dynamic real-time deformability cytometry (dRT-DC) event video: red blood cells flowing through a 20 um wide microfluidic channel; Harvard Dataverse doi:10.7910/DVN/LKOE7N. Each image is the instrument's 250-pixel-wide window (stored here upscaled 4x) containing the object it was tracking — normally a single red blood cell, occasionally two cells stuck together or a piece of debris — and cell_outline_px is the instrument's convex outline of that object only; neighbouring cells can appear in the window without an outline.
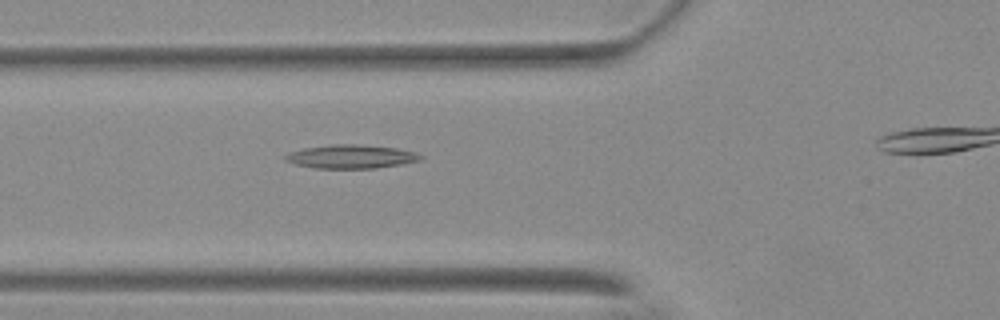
{"species": "Egyptian fruit bat (a non-hibernating species)", "species_latin": "Rousettus aegyptiacus", "temperature_condition": "warm", "stored_images_in_passage": 40, "camera_frame_rate_fps": 3000, "um_per_image_px": 0.085, "animal": {"sex": "female"}, "frame": {"image": 1, "passage_image": 12, "time_ms": 3.667, "image_size_px": [1000, 320], "cell_outline_px": [[424, 156], [420, 160], [400, 164], [376, 168], [316, 168], [296, 164], [284, 160], [284, 156], [288, 152], [304, 148], [332, 144], [356, 144], [396, 148], [416, 152]], "centroid_in_image_um": [29.83, 13.3], "position_along_channel_um": 96.0, "area_um2": 18.55}}
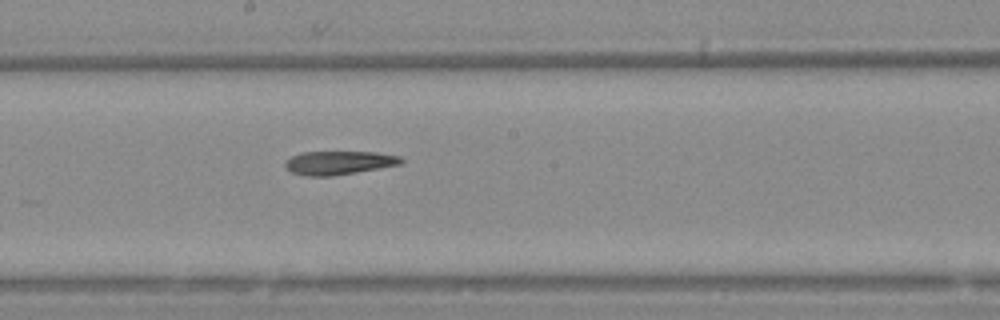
{"frame": {"image": 2, "passage_image": 22, "time_ms": 7.0, "image_size_px": [1000, 320], "cell_outline_px": [[404, 160], [400, 164], [356, 172], [332, 176], [304, 176], [292, 172], [284, 164], [284, 160], [292, 156], [304, 152], [376, 152], [400, 156]], "centroid_in_image_um": [28.78, 13.83], "position_along_channel_um": 219.4, "area_um2": 15.84}}
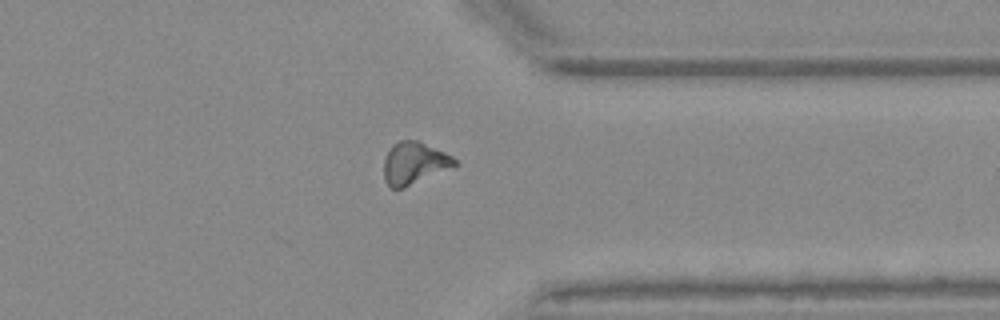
{"frame": {"image": 3, "passage_image": 35, "time_ms": 11.333, "image_size_px": [1000, 320], "cell_outline_px": [[456, 164], [404, 188], [392, 188], [384, 180], [384, 160], [392, 144], [400, 140], [416, 140], [444, 152], [452, 156], [456, 160]], "centroid_in_image_um": [35.15, 13.86], "position_along_channel_um": 376.2, "area_um2": 16.88}, "authors_computed_cell_mechanics": {"area_um2": 16.8776, "velocity_mm_per_s": 3.7058, "shape_relaxation_time_tau1_ms": null, "shape_relaxation_time_tau2_ms": 4.598, "deformation_change_tau1": null, "deformation_change_tau2": 0.1466}}